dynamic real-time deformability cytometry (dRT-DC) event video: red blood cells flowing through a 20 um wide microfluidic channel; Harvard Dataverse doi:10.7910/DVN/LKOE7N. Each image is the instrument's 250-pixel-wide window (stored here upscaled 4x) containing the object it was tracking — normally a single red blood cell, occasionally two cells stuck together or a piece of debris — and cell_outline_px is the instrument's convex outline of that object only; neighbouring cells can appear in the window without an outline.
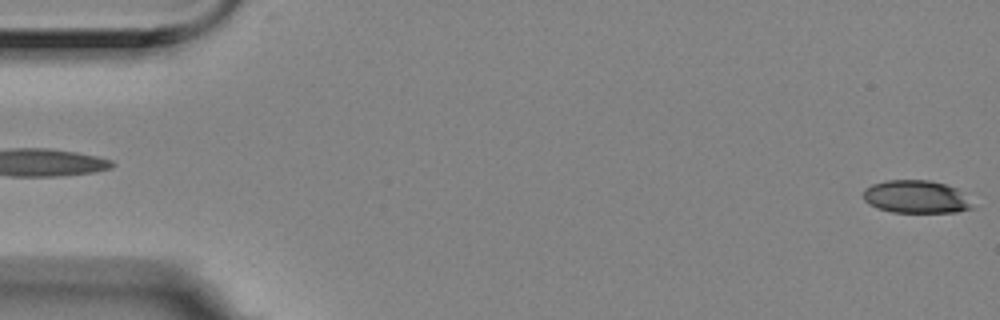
{"species": "Egyptian fruit bat (a non-hibernating species)", "species_latin": "Rousettus aegyptiacus", "temperature_condition": "room temperature", "stored_images_in_passage": 6, "segment_of_instrument_passage": [2, 2], "camera_frame_rate_fps": 3000, "um_per_image_px": 0.085, "animal": {"sex": "female"}, "frame": {"image": 1, "passage_image": 6, "time_ms": 1.667, "image_size_px": [1000, 320], "cell_outline_px": [[972, 208], [956, 212], [892, 212], [876, 208], [868, 204], [864, 200], [864, 188], [872, 184], [884, 180], [928, 180], [944, 184], [956, 188]], "centroid_in_image_um": [77.75, 16.72], "position_along_channel_um": 7.2, "area_um2": 20.52}}